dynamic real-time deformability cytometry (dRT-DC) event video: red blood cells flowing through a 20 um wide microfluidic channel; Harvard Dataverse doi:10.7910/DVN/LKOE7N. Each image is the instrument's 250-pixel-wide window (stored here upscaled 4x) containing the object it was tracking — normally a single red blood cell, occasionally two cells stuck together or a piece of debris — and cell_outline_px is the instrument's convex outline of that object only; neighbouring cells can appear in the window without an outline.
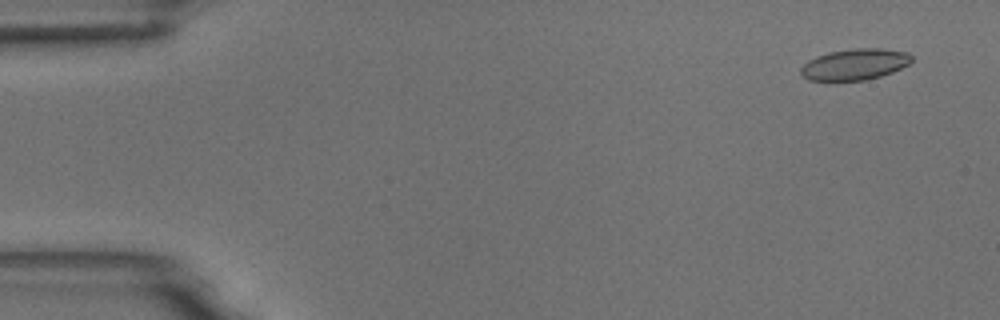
{"species": "common noctule bat (a hibernating species)", "species_latin": "Nyctalus noctula", "temperature_condition": "room temperature", "stored_images_in_passage": 8, "camera_frame_rate_fps": 3000, "um_per_image_px": 0.085, "animal": {"sex": "male", "body_mass_g": 18.8}, "frame": {"image": 1, "passage_image": 1, "time_ms": 0.0, "image_size_px": [1000, 320], "cell_outline_px": [[912, 60], [908, 64], [892, 72], [880, 76], [864, 80], [808, 80], [800, 76], [800, 68], [808, 60], [816, 56], [828, 52], [856, 48], [880, 48], [908, 52], [912, 56]], "centroid_in_image_um": [72.63, 5.46], "position_along_channel_um": 12.4, "area_um2": 20.11}}